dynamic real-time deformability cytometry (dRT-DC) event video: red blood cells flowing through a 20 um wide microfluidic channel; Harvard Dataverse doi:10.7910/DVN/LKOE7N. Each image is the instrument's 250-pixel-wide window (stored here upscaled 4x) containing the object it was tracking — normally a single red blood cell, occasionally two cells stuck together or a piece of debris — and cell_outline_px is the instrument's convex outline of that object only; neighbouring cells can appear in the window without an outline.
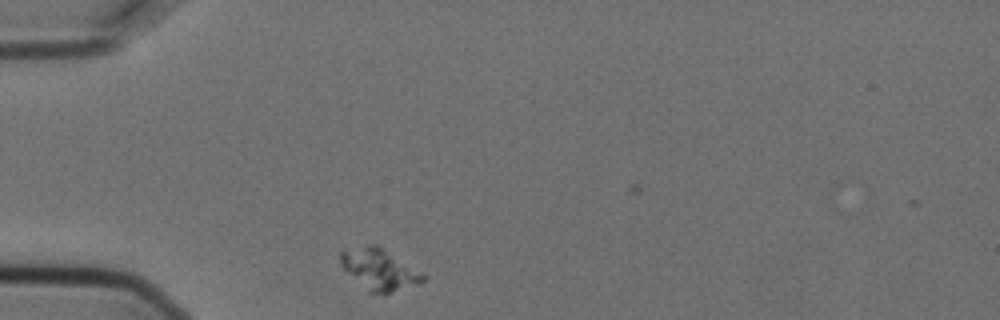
{"species": "Egyptian fruit bat (a non-hibernating species)", "species_latin": "Rousettus aegyptiacus", "temperature_condition": "cold", "stored_images_in_passage": 2, "camera_frame_rate_fps": 3000, "um_per_image_px": 0.085, "animal": {"sex": "female"}, "frame": {"image": 1, "passage_image": 1, "time_ms": 0.0, "image_size_px": [1000, 320], "cell_outline_px": [[428, 276], [424, 280], [416, 284], [384, 296], [368, 292], [340, 264], [340, 252], [344, 248], [368, 244], [376, 244], [384, 248], [424, 272]], "centroid_in_image_um": [32.27, 22.89], "position_along_channel_um": 52.7, "area_um2": 20.35}}